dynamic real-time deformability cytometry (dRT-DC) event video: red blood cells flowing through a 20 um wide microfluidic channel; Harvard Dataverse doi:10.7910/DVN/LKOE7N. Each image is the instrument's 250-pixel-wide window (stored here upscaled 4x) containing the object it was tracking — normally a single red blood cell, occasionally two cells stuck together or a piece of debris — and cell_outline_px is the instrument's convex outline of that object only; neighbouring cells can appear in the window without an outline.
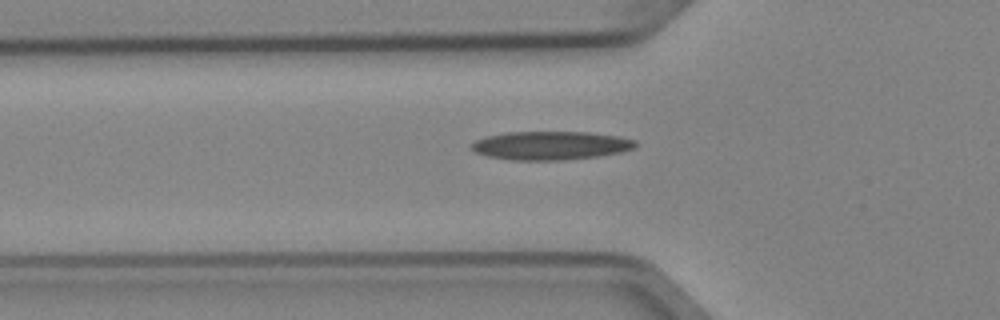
{"species": "Egyptian fruit bat (a non-hibernating species)", "species_latin": "Rousettus aegyptiacus", "temperature_condition": "cold", "stored_images_in_passage": 2, "camera_frame_rate_fps": 3000, "um_per_image_px": 0.085, "animal": {"sex": "female"}, "frame": {"image": 1, "passage_image": 2, "time_ms": 0.333, "image_size_px": [1000, 320], "cell_outline_px": [[636, 144], [632, 148], [620, 152], [596, 156], [564, 160], [508, 160], [488, 156], [476, 152], [472, 148], [472, 144], [476, 140], [488, 136], [508, 132], [588, 132], [620, 136], [636, 140]], "centroid_in_image_um": [46.81, 12.36], "position_along_channel_um": 79.0, "area_um2": 27.05}}